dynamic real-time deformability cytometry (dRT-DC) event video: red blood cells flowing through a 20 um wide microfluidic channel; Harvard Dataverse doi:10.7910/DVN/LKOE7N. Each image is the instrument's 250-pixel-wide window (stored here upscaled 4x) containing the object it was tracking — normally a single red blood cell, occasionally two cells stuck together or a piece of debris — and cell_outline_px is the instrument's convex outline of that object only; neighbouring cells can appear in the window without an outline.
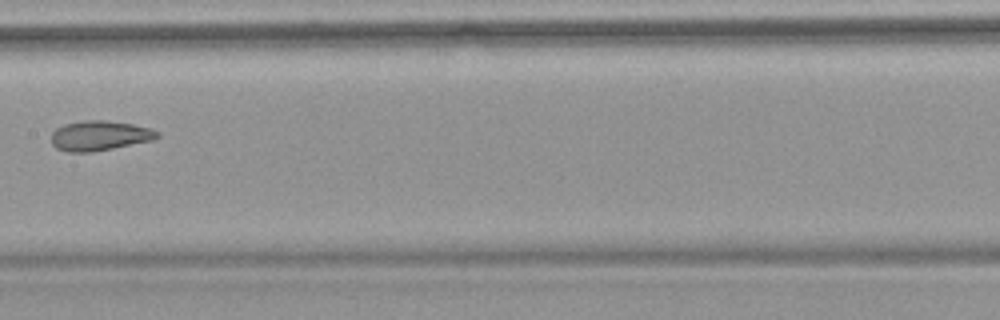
{"species": "common noctule bat (a hibernating species)", "species_latin": "Nyctalus noctula", "temperature_condition": "warm", "stored_images_in_passage": 9, "camera_frame_rate_fps": 3000, "um_per_image_px": 0.085, "animal": {"sex": "female", "body_mass_g": 18.4}, "frame": {"image": 1, "passage_image": 9, "time_ms": 9.667, "image_size_px": [1000, 320], "cell_outline_px": [[160, 136], [152, 140], [92, 152], [68, 152], [56, 148], [52, 144], [52, 132], [56, 128], [64, 124], [84, 120], [104, 120], [132, 124], [148, 128], [160, 132]], "centroid_in_image_um": [8.44, 11.53], "position_along_channel_um": 199.0, "area_um2": 18.32}}